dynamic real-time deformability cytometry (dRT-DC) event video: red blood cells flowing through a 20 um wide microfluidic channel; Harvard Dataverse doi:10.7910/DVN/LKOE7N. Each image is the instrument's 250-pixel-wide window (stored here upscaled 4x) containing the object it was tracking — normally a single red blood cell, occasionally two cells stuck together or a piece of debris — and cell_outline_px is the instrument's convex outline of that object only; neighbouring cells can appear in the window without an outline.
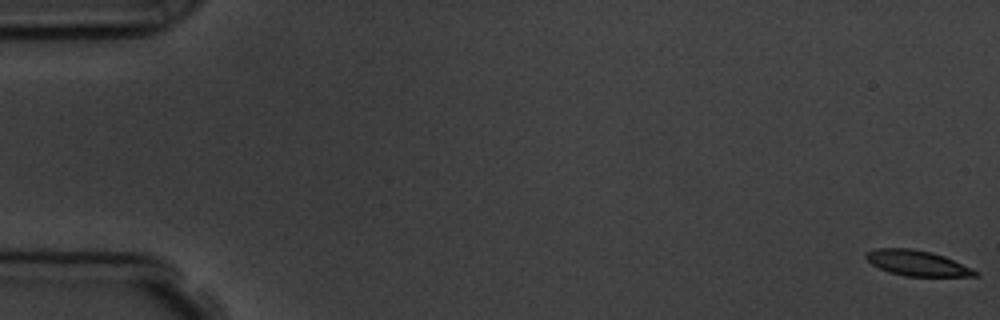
{"species": "common noctule bat (a hibernating species)", "species_latin": "Nyctalus noctula", "temperature_condition": "room temperature", "stored_images_in_passage": 10, "camera_frame_rate_fps": 3000, "um_per_image_px": 0.085, "animal": {"sex": "male", "body_mass_g": 19.5, "forearm_length_mm": 54.6}, "frame": {"image": 1, "passage_image": 1, "time_ms": 0.0, "image_size_px": [1000, 320], "cell_outline_px": [[980, 276], [904, 276], [888, 272], [872, 264], [864, 256], [864, 252], [876, 248], [912, 248], [932, 252], [944, 256], [972, 268], [980, 272]], "centroid_in_image_um": [77.95, 22.36], "position_along_channel_um": 7.0, "area_um2": 16.3}}
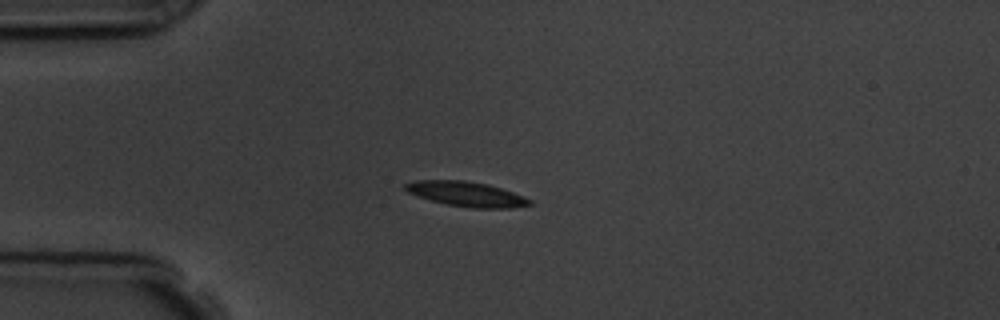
{"frame": {"image": 2, "passage_image": 5, "time_ms": 4.667, "image_size_px": [1000, 320], "cell_outline_px": [[532, 204], [512, 208], [472, 208], [444, 204], [416, 196], [408, 192], [404, 188], [404, 184], [416, 180], [464, 180], [488, 184], [524, 196], [532, 200]], "centroid_in_image_um": [39.63, 16.49], "position_along_channel_um": 45.4, "area_um2": 18.09}}